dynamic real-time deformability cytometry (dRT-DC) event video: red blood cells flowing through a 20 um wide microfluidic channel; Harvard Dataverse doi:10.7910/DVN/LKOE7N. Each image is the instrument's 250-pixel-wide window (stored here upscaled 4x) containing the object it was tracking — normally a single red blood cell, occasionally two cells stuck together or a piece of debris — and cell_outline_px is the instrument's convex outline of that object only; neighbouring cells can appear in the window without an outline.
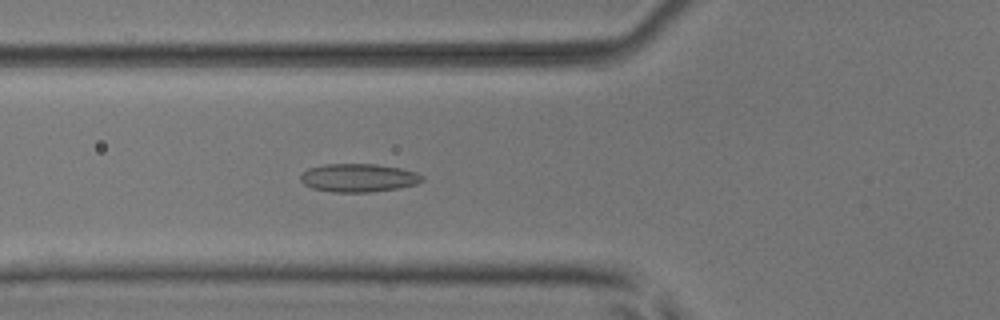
{"species": "common noctule bat (a hibernating species)", "species_latin": "Nyctalus noctula", "temperature_condition": "room temperature", "stored_images_in_passage": 51, "camera_frame_rate_fps": 3000, "um_per_image_px": 0.085, "animal": {"sex": "male", "body_mass_g": 17.9, "forearm_length_mm": 54.2}, "frame": {"image": 1, "passage_image": 19, "time_ms": 6.0, "image_size_px": [1000, 320], "cell_outline_px": [[424, 180], [416, 184], [400, 188], [372, 192], [332, 192], [312, 188], [304, 184], [300, 180], [300, 176], [308, 168], [324, 164], [376, 164], [400, 168], [416, 172], [424, 176]], "centroid_in_image_um": [30.49, 15.12], "position_along_channel_um": 95.3, "area_um2": 20.17}}
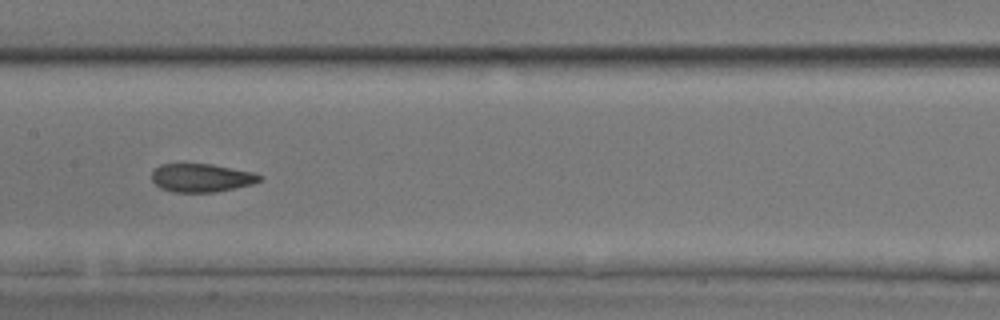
{"frame": {"image": 2, "passage_image": 26, "time_ms": 8.333, "image_size_px": [1000, 320], "cell_outline_px": [[264, 176], [260, 180], [252, 184], [216, 192], [172, 192], [160, 188], [152, 180], [152, 172], [160, 164], [212, 164], [252, 172]], "centroid_in_image_um": [17.12, 15.12], "position_along_channel_um": 190.3, "area_um2": 17.74}}
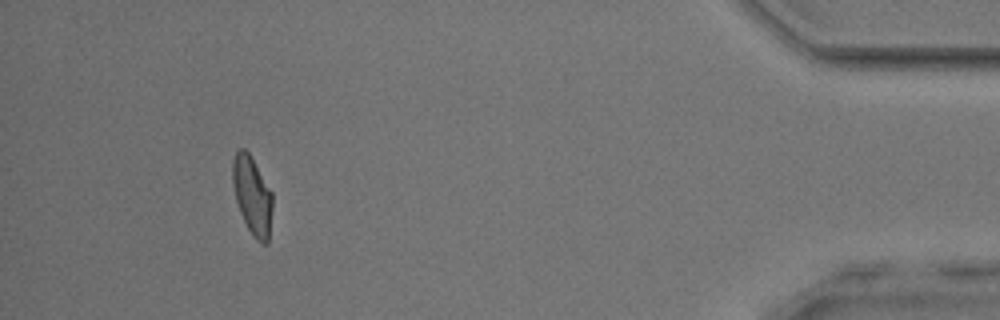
{"frame": {"image": 3, "passage_image": 47, "time_ms": 15.333, "image_size_px": [1000, 320], "cell_outline_px": [[272, 208], [268, 244], [260, 244], [252, 236], [240, 212], [236, 200], [232, 184], [232, 160], [236, 152], [240, 148], [244, 148], [248, 152], [272, 192]], "centroid_in_image_um": [21.43, 16.64], "position_along_channel_um": 413.8, "area_um2": 18.15}, "authors_computed_cell_mechanics": {"area_um2": 18.4382, "velocity_mm_per_s": 4.0682, "shape_relaxation_time_tau1_ms": 7.829, "shape_relaxation_time_tau2_ms": 2.1998, "deformation_change_tau1": 0.153, "deformation_change_tau2": 0.0874}}